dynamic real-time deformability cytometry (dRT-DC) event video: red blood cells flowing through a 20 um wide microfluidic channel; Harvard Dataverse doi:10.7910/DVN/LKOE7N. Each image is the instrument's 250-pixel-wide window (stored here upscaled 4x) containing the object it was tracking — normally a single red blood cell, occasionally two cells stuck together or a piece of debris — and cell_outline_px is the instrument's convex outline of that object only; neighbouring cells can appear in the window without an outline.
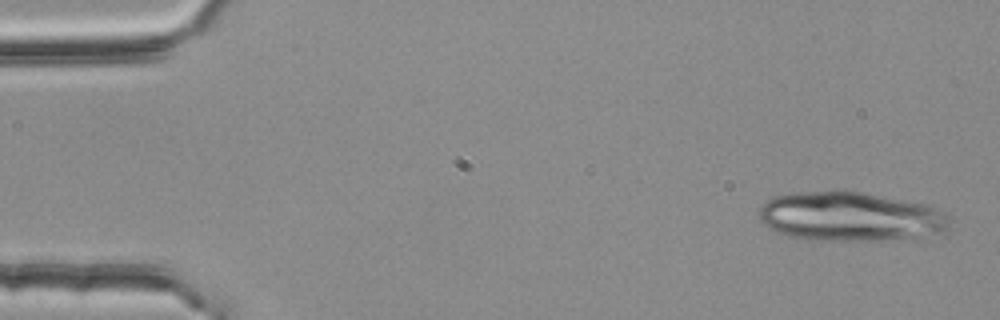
{"species": "common noctule bat (a hibernating species)", "species_latin": "Nyctalus noctula", "temperature_condition": "room temperature", "stored_images_in_passage": 18, "camera_frame_rate_fps": 3000, "um_per_image_px": 0.085, "animal": {"sex": "female", "body_mass_g": 25.1}, "frame": {"image": 1, "passage_image": 2, "time_ms": 0.333, "image_size_px": [1000, 320], "cell_outline_px": [[948, 228], [944, 232], [916, 236], [884, 240], [808, 240], [788, 236], [776, 232], [768, 228], [760, 220], [760, 208], [772, 196], [792, 192], [860, 192], [924, 204], [948, 216]], "centroid_in_image_um": [72.19, 18.42], "position_along_channel_um": 12.8, "area_um2": 53.87}}